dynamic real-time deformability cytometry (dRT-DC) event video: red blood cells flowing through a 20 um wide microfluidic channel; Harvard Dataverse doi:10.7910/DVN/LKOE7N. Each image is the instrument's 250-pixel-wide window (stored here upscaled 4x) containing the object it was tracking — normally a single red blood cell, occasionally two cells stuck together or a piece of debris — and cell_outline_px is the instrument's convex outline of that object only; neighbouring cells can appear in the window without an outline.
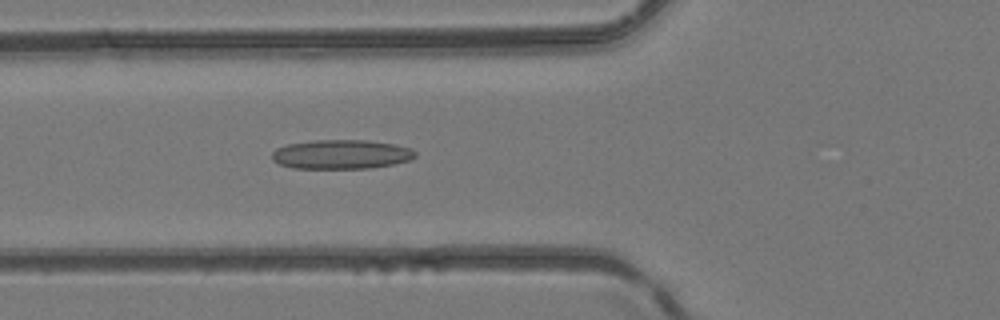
{"species": "common noctule bat (a hibernating species)", "species_latin": "Nyctalus noctula", "temperature_condition": "room temperature", "stored_images_in_passage": 31, "camera_frame_rate_fps": 3000, "um_per_image_px": 0.085, "animal": {"sex": "female", "body_mass_g": 24.6, "forearm_length_mm": 56.2}, "frame": {"image": 1, "passage_image": 13, "time_ms": 4.0, "image_size_px": [1000, 320], "cell_outline_px": [[416, 156], [408, 160], [392, 164], [368, 168], [292, 168], [280, 164], [272, 160], [272, 152], [276, 148], [288, 144], [316, 140], [368, 140], [396, 144], [412, 148], [416, 152]], "centroid_in_image_um": [29.01, 13.11], "position_along_channel_um": 96.8, "area_um2": 24.39}}
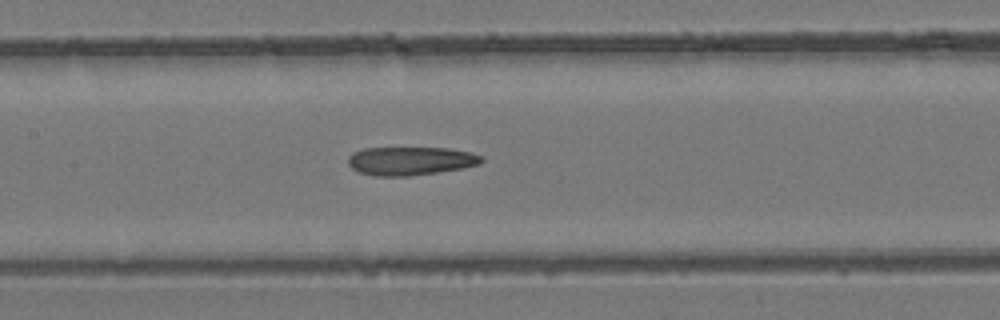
{"frame": {"image": 2, "passage_image": 18, "time_ms": 5.667, "image_size_px": [1000, 320], "cell_outline_px": [[484, 160], [480, 164], [460, 168], [436, 172], [408, 176], [376, 176], [360, 172], [352, 168], [348, 164], [348, 156], [352, 152], [364, 148], [448, 148], [468, 152], [484, 156]], "centroid_in_image_um": [34.87, 13.67], "position_along_channel_um": 172.5, "area_um2": 22.02}}
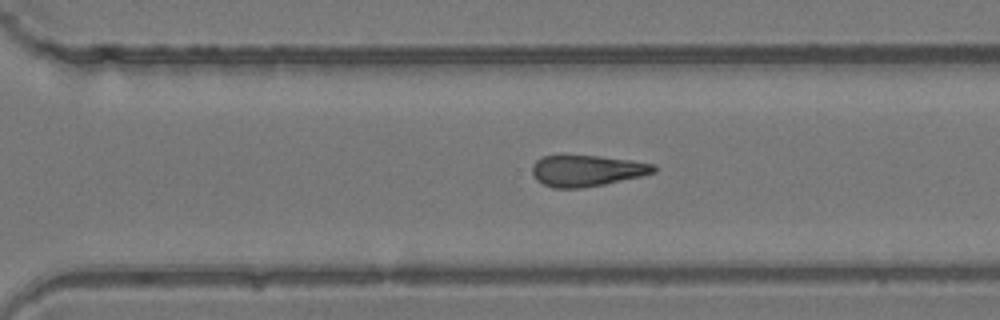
{"frame": {"image": 3, "passage_image": 28, "time_ms": 9.0, "image_size_px": [1000, 320], "cell_outline_px": [[656, 172], [640, 176], [604, 184], [580, 188], [552, 188], [536, 180], [532, 176], [532, 164], [540, 156], [600, 156], [632, 160], [656, 164]], "centroid_in_image_um": [49.86, 14.51], "position_along_channel_um": 320.7, "area_um2": 22.14}}